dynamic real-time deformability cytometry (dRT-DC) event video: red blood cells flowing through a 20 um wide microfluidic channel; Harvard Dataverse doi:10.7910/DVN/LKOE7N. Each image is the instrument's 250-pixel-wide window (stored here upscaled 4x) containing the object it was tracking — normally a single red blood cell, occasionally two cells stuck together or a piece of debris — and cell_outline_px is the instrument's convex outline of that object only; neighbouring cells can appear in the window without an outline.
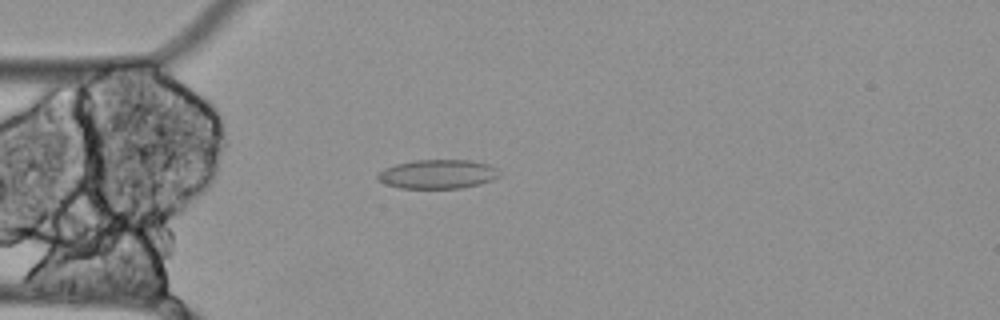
{"species": "Egyptian fruit bat (a non-hibernating species)", "species_latin": "Rousettus aegyptiacus", "temperature_condition": "cold", "stored_images_in_passage": 42, "camera_frame_rate_fps": 3000, "um_per_image_px": 0.085, "animal": {"sex": "female"}, "frame": {"image": 1, "passage_image": 4, "time_ms": 1.0, "image_size_px": [1000, 320], "cell_outline_px": [[500, 176], [492, 180], [480, 184], [460, 188], [400, 188], [384, 184], [376, 176], [384, 168], [396, 164], [416, 160], [468, 160], [488, 164], [496, 168]], "centroid_in_image_um": [37.2, 14.8], "position_along_channel_um": 47.8, "area_um2": 20.52}}
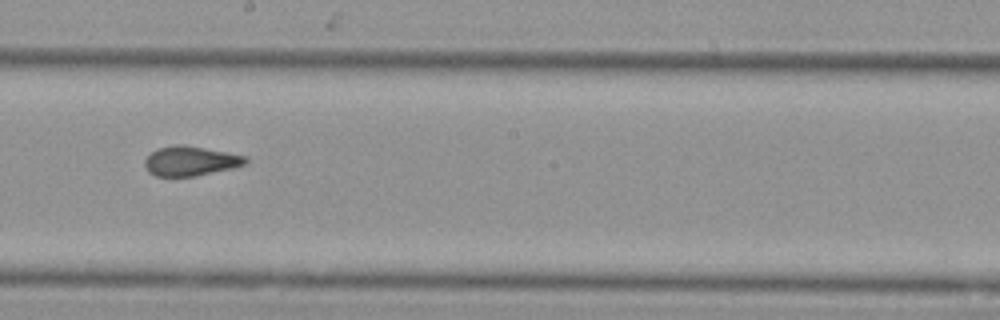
{"frame": {"image": 2, "passage_image": 20, "time_ms": 6.333, "image_size_px": [1000, 320], "cell_outline_px": [[248, 164], [232, 168], [196, 176], [156, 176], [148, 172], [144, 164], [144, 160], [156, 148], [176, 144], [184, 144], [248, 156]], "centroid_in_image_um": [16.2, 13.68], "position_along_channel_um": 232.0, "area_um2": 17.57}}
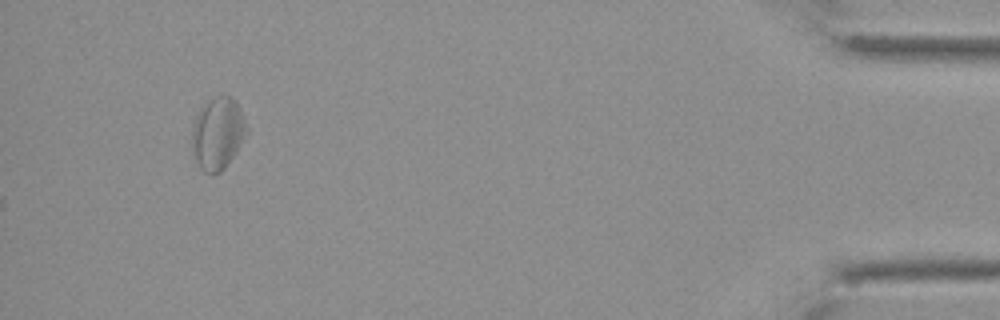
{"frame": {"image": 3, "passage_image": 42, "time_ms": 13.667, "image_size_px": [1000, 320], "cell_outline_px": [[248, 132], [224, 168], [220, 172], [212, 176], [204, 172], [200, 168], [192, 152], [192, 128], [196, 116], [200, 108], [208, 100], [216, 96], [232, 96], [236, 100], [240, 108], [248, 128]], "centroid_in_image_um": [18.5, 11.34], "position_along_channel_um": 416.7, "area_um2": 23.0}, "authors_computed_cell_mechanics": {"area_um2": 17.4556, "velocity_mm_per_s": 3.4634, "shape_relaxation_time_tau1_ms": null, "shape_relaxation_time_tau2_ms": 5.8466, "deformation_change_tau1": null, "deformation_change_tau2": 0.1226}}